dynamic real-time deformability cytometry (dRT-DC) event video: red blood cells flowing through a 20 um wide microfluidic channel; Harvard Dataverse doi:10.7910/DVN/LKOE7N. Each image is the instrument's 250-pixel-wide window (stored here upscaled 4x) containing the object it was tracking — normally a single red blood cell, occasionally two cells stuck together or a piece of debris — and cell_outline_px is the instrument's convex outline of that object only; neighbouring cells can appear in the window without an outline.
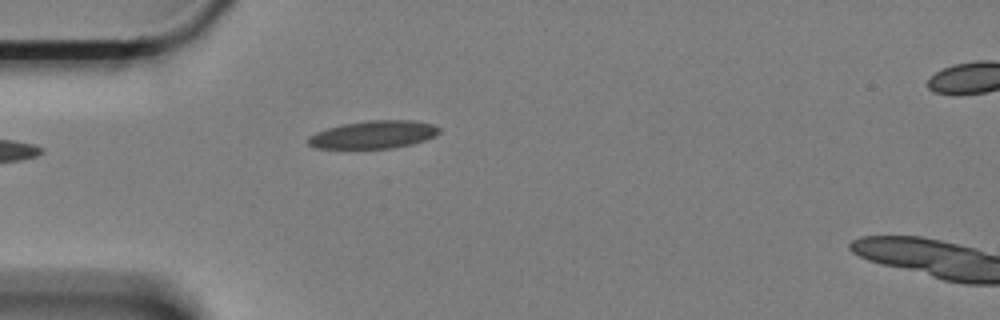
{"species": "Egyptian fruit bat (a non-hibernating species)", "species_latin": "Rousettus aegyptiacus", "temperature_condition": "cold", "stored_images_in_passage": 13, "camera_frame_rate_fps": 3000, "um_per_image_px": 0.085, "animal": {"sex": "female"}, "frame": {"image": 1, "passage_image": 1, "time_ms": 0.0, "image_size_px": [1000, 320], "cell_outline_px": [[440, 132], [436, 136], [412, 144], [392, 148], [316, 148], [308, 144], [308, 136], [316, 132], [328, 128], [344, 124], [368, 120], [416, 120], [432, 124], [440, 128]], "centroid_in_image_um": [31.78, 11.43], "position_along_channel_um": 53.2, "area_um2": 21.21}}